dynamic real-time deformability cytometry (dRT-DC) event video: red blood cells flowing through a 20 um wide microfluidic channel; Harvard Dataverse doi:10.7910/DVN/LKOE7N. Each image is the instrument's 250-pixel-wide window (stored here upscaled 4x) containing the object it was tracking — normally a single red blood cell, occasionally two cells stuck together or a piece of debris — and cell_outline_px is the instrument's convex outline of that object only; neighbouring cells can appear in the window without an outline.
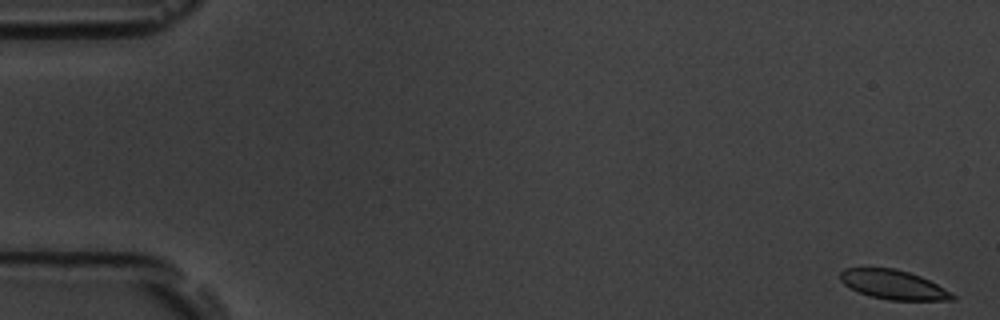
{"species": "common noctule bat (a hibernating species)", "species_latin": "Nyctalus noctula", "temperature_condition": "room temperature", "stored_images_in_passage": 54, "camera_frame_rate_fps": 3000, "um_per_image_px": 0.085, "animal": {"sex": "male", "body_mass_g": 19.5, "forearm_length_mm": 54.6}, "frame": {"image": 1, "passage_image": 1, "time_ms": 0.0, "image_size_px": [1000, 320], "cell_outline_px": [[956, 300], [888, 300], [872, 296], [860, 292], [844, 284], [840, 280], [840, 272], [844, 268], [892, 268], [908, 272], [920, 276], [944, 288], [956, 296]], "centroid_in_image_um": [75.94, 24.2], "position_along_channel_um": 9.1, "area_um2": 18.84}}
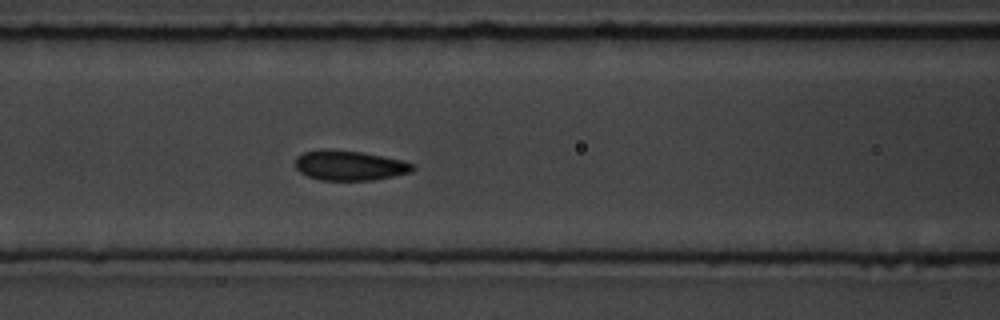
{"frame": {"image": 2, "passage_image": 23, "time_ms": 7.333, "image_size_px": [1000, 320], "cell_outline_px": [[416, 168], [412, 172], [372, 180], [320, 180], [308, 176], [300, 172], [296, 168], [296, 160], [304, 152], [360, 152], [404, 160], [416, 164]], "centroid_in_image_um": [29.83, 14.11], "position_along_channel_um": 136.8, "area_um2": 19.65}}
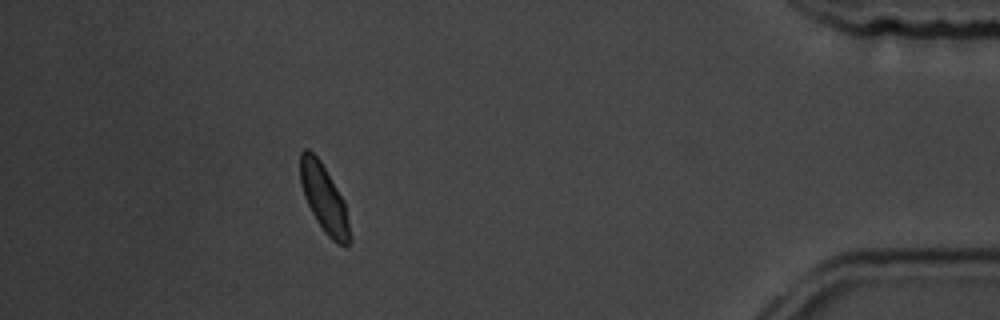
{"frame": {"image": 3, "passage_image": 49, "time_ms": 16.0, "image_size_px": [1000, 320], "cell_outline_px": [[352, 240], [348, 244], [336, 244], [324, 232], [316, 220], [304, 196], [300, 180], [300, 152], [304, 148], [308, 148], [320, 160], [344, 200]], "centroid_in_image_um": [27.54, 16.87], "position_along_channel_um": 407.7, "area_um2": 19.42}, "authors_computed_cell_mechanics": {"area_um2": 20.0855, "velocity_mm_per_s": 3.7327, "shape_relaxation_time_tau1_ms": 6.5169, "shape_relaxation_time_tau2_ms": null, "deformation_change_tau1": 0.1548, "deformation_change_tau2": null}}